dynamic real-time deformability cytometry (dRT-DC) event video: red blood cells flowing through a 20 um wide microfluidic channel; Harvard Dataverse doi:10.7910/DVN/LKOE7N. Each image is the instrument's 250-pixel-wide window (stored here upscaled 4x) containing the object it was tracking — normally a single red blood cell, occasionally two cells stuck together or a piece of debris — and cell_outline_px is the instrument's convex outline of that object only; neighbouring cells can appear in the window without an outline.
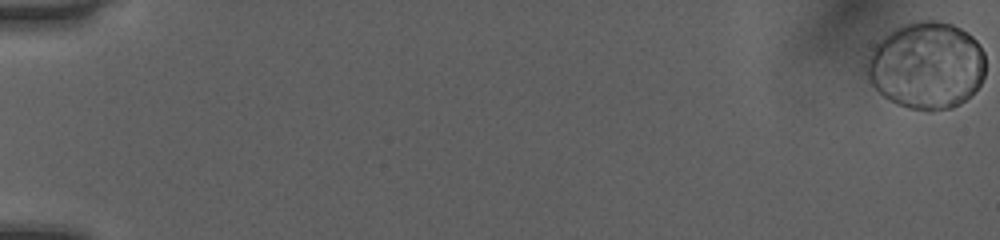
{"species": "human", "species_latin": "Homo sapiens", "temperature_condition": "room temperature", "stored_images_in_passage": 54, "camera_frame_rate_fps": 3000, "um_per_image_px": 0.085, "donor": {"sex": "female"}, "frame": {"image": 1, "passage_image": 1, "time_ms": 0.0, "image_size_px": [1000, 240], "cell_outline_px": [[984, 76], [980, 84], [960, 104], [952, 108], [932, 112], [928, 112], [908, 108], [896, 104], [884, 96], [872, 84], [868, 76], [868, 60], [876, 44], [888, 32], [904, 24], [916, 20], [936, 20], [952, 24], [968, 32], [980, 44], [984, 52]], "centroid_in_image_um": [78.79, 5.57], "position_along_channel_um": 6.2, "area_um2": 60.23}}
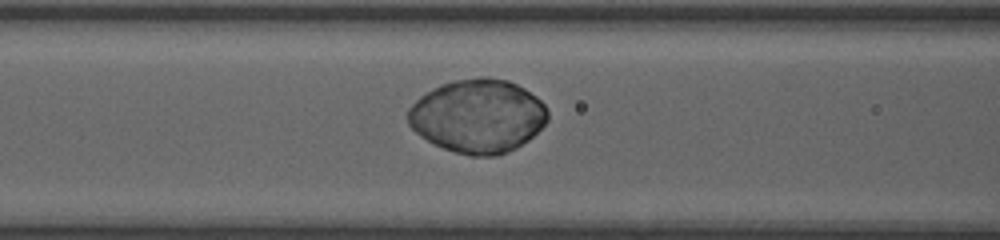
{"frame": {"image": 2, "passage_image": 25, "time_ms": 8.0, "image_size_px": [1000, 240], "cell_outline_px": [[548, 120], [528, 140], [516, 148], [508, 152], [496, 156], [468, 156], [444, 148], [420, 136], [408, 124], [408, 108], [420, 96], [440, 84], [456, 80], [480, 76], [488, 76], [508, 80], [524, 88], [536, 96], [544, 104], [548, 112]], "centroid_in_image_um": [40.62, 9.85], "position_along_channel_um": 126.0, "area_um2": 60.0}}
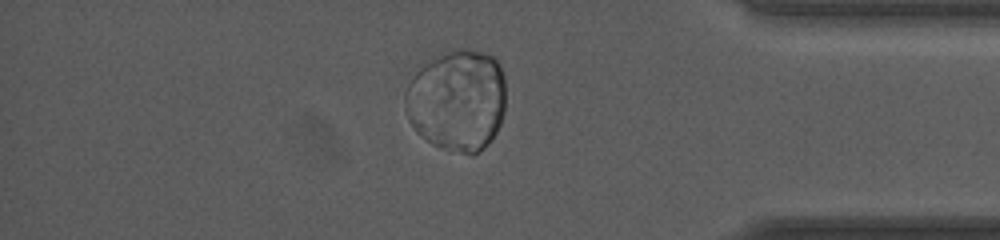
{"frame": {"image": 3, "passage_image": 47, "time_ms": 15.333, "image_size_px": [1000, 240], "cell_outline_px": [[504, 112], [500, 124], [496, 132], [488, 144], [484, 148], [472, 156], [440, 148], [432, 144], [416, 132], [404, 108], [404, 92], [408, 84], [416, 72], [420, 68], [432, 60], [448, 52], [480, 52], [492, 56], [496, 60], [504, 76]], "centroid_in_image_um": [38.86, 8.6], "position_along_channel_um": 396.3, "area_um2": 59.01}}